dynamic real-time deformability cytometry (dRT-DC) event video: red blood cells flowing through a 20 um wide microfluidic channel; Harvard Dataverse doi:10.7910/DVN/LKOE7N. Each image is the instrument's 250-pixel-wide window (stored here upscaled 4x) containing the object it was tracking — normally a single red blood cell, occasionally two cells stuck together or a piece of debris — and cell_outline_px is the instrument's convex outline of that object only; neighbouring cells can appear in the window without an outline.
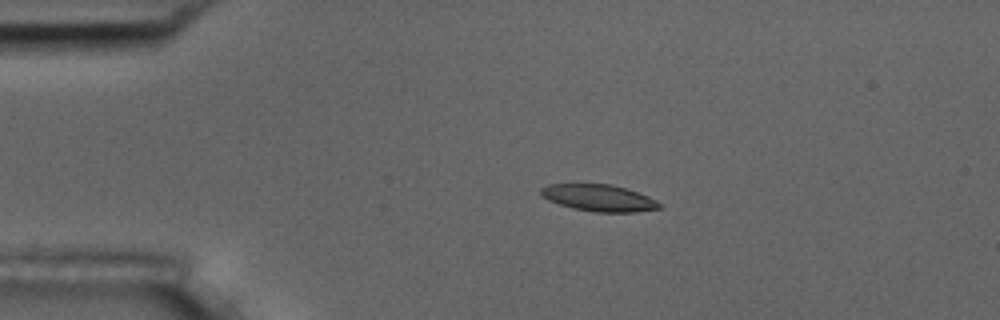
{"species": "common noctule bat (a hibernating species)", "species_latin": "Nyctalus noctula", "temperature_condition": "room temperature", "stored_images_in_passage": 4, "camera_frame_rate_fps": 3000, "um_per_image_px": 0.085, "animal": {"sex": "male", "body_mass_g": 17.5, "forearm_length_mm": 52.3}, "frame": {"image": 1, "passage_image": 3, "time_ms": 3.0, "image_size_px": [1000, 320], "cell_outline_px": [[660, 208], [636, 212], [592, 212], [572, 208], [548, 200], [540, 196], [540, 188], [548, 184], [608, 184], [624, 188], [648, 196], [656, 200], [660, 204]], "centroid_in_image_um": [50.86, 16.83], "position_along_channel_um": 34.1, "area_um2": 18.38}}